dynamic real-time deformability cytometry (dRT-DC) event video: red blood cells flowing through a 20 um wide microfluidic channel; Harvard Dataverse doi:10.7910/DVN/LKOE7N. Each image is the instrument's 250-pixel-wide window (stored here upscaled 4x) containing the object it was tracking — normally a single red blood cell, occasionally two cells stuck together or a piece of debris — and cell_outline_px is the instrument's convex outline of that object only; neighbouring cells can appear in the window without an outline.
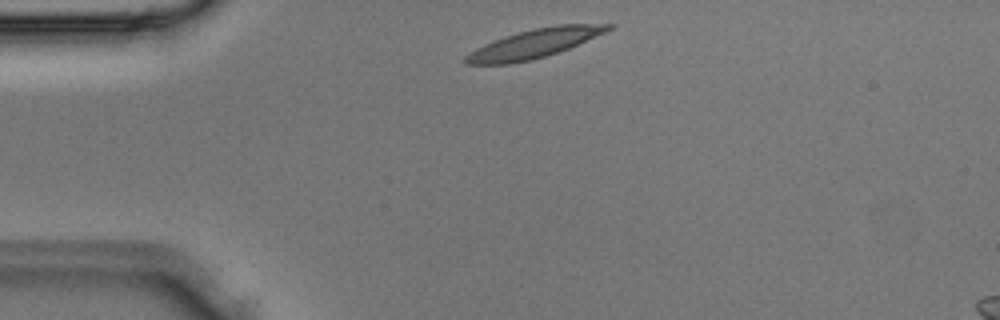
{"species": "Egyptian fruit bat (a non-hibernating species)", "species_latin": "Rousettus aegyptiacus", "temperature_condition": "room temperature", "stored_images_in_passage": 1, "camera_frame_rate_fps": 3000, "um_per_image_px": 0.085, "animal": {"sex": "male"}, "frame": {"image": 1, "passage_image": 1, "time_ms": 0.0, "image_size_px": [1000, 320], "cell_outline_px": [[616, 24], [612, 28], [604, 32], [568, 48], [532, 60], [508, 64], [464, 64], [460, 60], [468, 52], [484, 44], [504, 36], [536, 28], [556, 24]], "centroid_in_image_um": [45.32, 3.71], "position_along_channel_um": 39.7, "area_um2": 23.7}}